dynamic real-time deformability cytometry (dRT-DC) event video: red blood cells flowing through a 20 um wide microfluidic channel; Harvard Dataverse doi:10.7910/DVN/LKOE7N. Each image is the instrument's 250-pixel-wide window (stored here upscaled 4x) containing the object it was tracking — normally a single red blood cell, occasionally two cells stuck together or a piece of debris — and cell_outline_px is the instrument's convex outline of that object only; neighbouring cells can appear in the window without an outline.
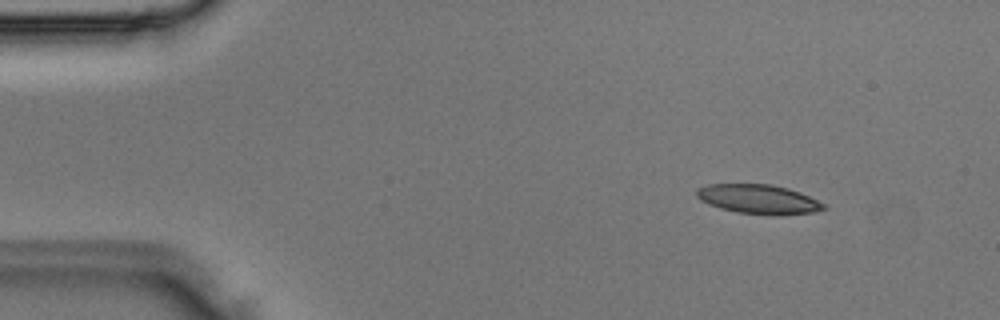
{"species": "Egyptian fruit bat (a non-hibernating species)", "species_latin": "Rousettus aegyptiacus", "temperature_condition": "room temperature", "stored_images_in_passage": 4, "camera_frame_rate_fps": 3000, "um_per_image_px": 0.085, "animal": {"sex": "male"}, "frame": {"image": 1, "passage_image": 2, "time_ms": 0.333, "image_size_px": [1000, 320], "cell_outline_px": [[828, 208], [812, 212], [780, 216], [772, 216], [736, 212], [720, 208], [708, 204], [700, 200], [696, 196], [696, 188], [708, 184], [772, 184], [788, 188], [800, 192], [828, 204]], "centroid_in_image_um": [64.51, 16.94], "position_along_channel_um": 20.5, "area_um2": 22.2}}
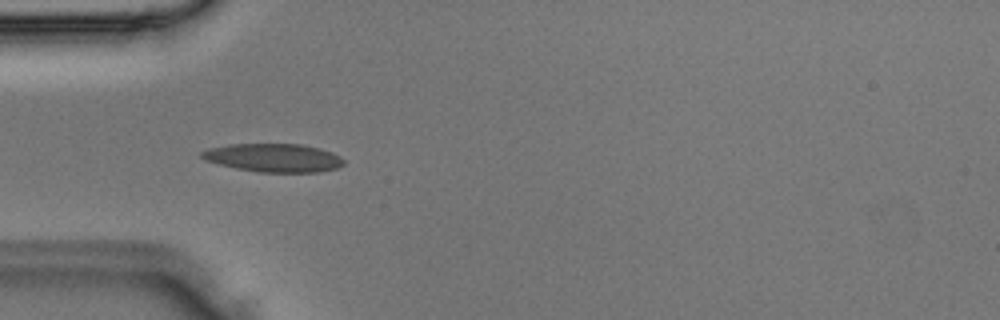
{"frame": {"image": 2, "passage_image": 3, "time_ms": 0.667, "image_size_px": [1000, 320], "cell_outline_px": [[344, 164], [336, 168], [316, 172], [260, 172], [236, 168], [204, 160], [200, 156], [200, 152], [208, 148], [228, 144], [300, 144], [320, 148], [332, 152], [340, 156], [344, 160]], "centroid_in_image_um": [23.24, 13.4], "position_along_channel_um": 61.8, "area_um2": 23.47}}
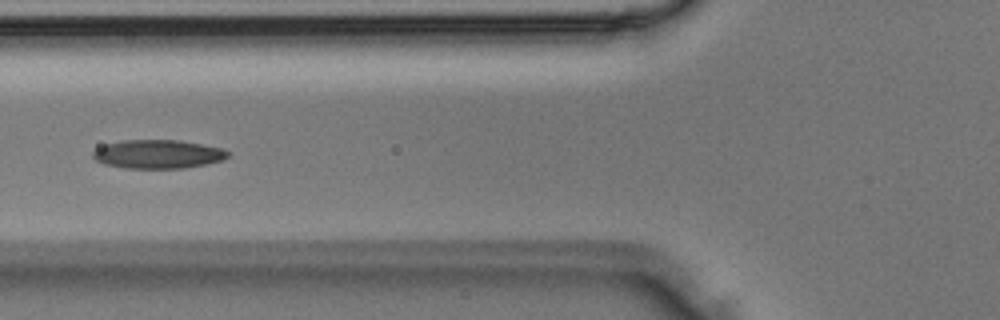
{"frame": {"image": 3, "passage_image": 4, "time_ms": 1.0, "image_size_px": [1000, 320], "cell_outline_px": [[228, 156], [224, 160], [184, 168], [124, 168], [104, 164], [96, 160], [92, 156], [92, 152], [96, 148], [104, 144], [120, 140], [180, 140], [224, 148], [228, 152]], "centroid_in_image_um": [13.4, 13.09], "position_along_channel_um": 112.4, "area_um2": 22.72}}